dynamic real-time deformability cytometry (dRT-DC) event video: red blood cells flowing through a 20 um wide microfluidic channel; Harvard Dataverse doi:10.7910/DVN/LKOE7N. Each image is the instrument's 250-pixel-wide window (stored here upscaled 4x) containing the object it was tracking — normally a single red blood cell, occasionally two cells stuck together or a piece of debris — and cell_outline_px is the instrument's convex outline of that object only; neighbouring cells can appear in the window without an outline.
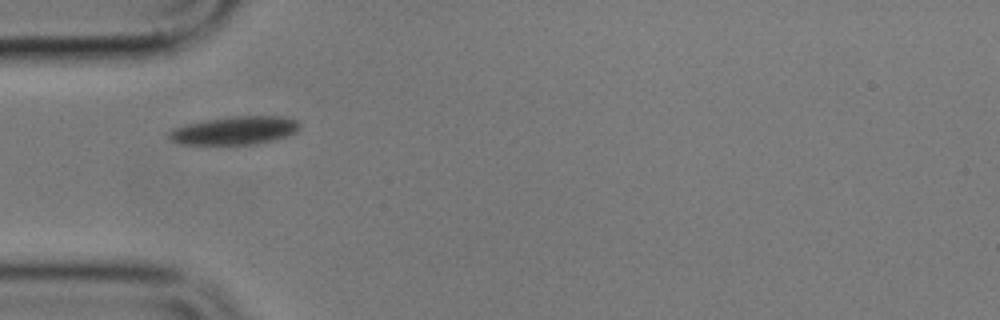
{"species": "common noctule bat (a hibernating species)", "species_latin": "Nyctalus noctula", "temperature_condition": "cold", "stored_images_in_passage": 6, "camera_frame_rate_fps": 3000, "um_per_image_px": 0.085, "animal": {"sex": "male", "body_mass_g": 17.9}, "frame": {"image": 1, "passage_image": 5, "time_ms": 4.667, "image_size_px": [1000, 320], "cell_outline_px": [[300, 128], [296, 132], [288, 136], [260, 144], [180, 144], [172, 140], [168, 136], [168, 132], [184, 124], [204, 120], [232, 116], [280, 116], [296, 120], [300, 124]], "centroid_in_image_um": [19.98, 11.09], "position_along_channel_um": 65.0, "area_um2": 21.56}}
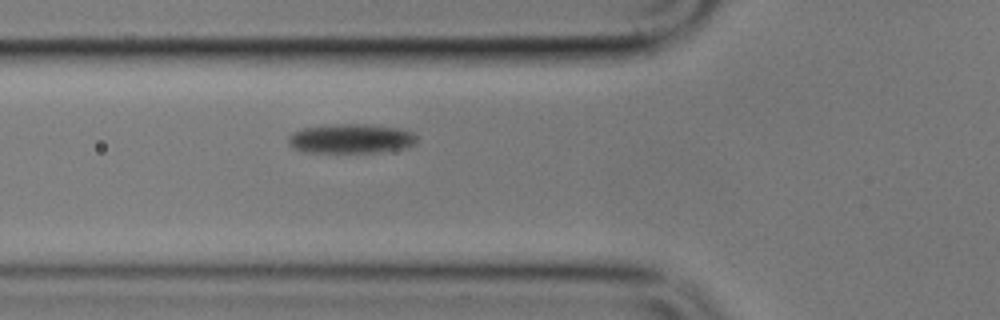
{"frame": {"image": 2, "passage_image": 6, "time_ms": 5.667, "image_size_px": [1000, 320], "cell_outline_px": [[416, 144], [404, 148], [376, 152], [304, 152], [292, 148], [288, 144], [288, 136], [292, 132], [304, 128], [340, 124], [360, 124], [396, 128], [412, 132], [416, 136]], "centroid_in_image_um": [29.79, 11.8], "position_along_channel_um": 96.0, "area_um2": 21.79}}